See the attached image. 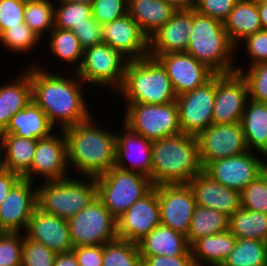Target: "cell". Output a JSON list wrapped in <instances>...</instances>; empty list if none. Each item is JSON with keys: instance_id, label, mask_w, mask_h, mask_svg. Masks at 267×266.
<instances>
[{"instance_id": "cell-1", "label": "cell", "mask_w": 267, "mask_h": 266, "mask_svg": "<svg viewBox=\"0 0 267 266\" xmlns=\"http://www.w3.org/2000/svg\"><path fill=\"white\" fill-rule=\"evenodd\" d=\"M37 64L27 65L25 70L30 74L32 101L47 115L50 124L61 131L88 120L92 113L82 91L84 82L76 72L70 77Z\"/></svg>"}, {"instance_id": "cell-2", "label": "cell", "mask_w": 267, "mask_h": 266, "mask_svg": "<svg viewBox=\"0 0 267 266\" xmlns=\"http://www.w3.org/2000/svg\"><path fill=\"white\" fill-rule=\"evenodd\" d=\"M94 115L63 130L69 169L97 177L115 167L116 131L102 128ZM71 165V166H70Z\"/></svg>"}, {"instance_id": "cell-3", "label": "cell", "mask_w": 267, "mask_h": 266, "mask_svg": "<svg viewBox=\"0 0 267 266\" xmlns=\"http://www.w3.org/2000/svg\"><path fill=\"white\" fill-rule=\"evenodd\" d=\"M203 170L196 136L180 133L152 142V184H188Z\"/></svg>"}, {"instance_id": "cell-4", "label": "cell", "mask_w": 267, "mask_h": 266, "mask_svg": "<svg viewBox=\"0 0 267 266\" xmlns=\"http://www.w3.org/2000/svg\"><path fill=\"white\" fill-rule=\"evenodd\" d=\"M235 52L236 47L230 42L224 24L193 9V26L186 53L215 74H230L236 72Z\"/></svg>"}, {"instance_id": "cell-5", "label": "cell", "mask_w": 267, "mask_h": 266, "mask_svg": "<svg viewBox=\"0 0 267 266\" xmlns=\"http://www.w3.org/2000/svg\"><path fill=\"white\" fill-rule=\"evenodd\" d=\"M117 94L126 104H165L177 99L165 68L149 55L128 60L124 82Z\"/></svg>"}, {"instance_id": "cell-6", "label": "cell", "mask_w": 267, "mask_h": 266, "mask_svg": "<svg viewBox=\"0 0 267 266\" xmlns=\"http://www.w3.org/2000/svg\"><path fill=\"white\" fill-rule=\"evenodd\" d=\"M85 179V180H84ZM97 196L94 177H66L62 180L43 181L37 185V208L68 220Z\"/></svg>"}, {"instance_id": "cell-7", "label": "cell", "mask_w": 267, "mask_h": 266, "mask_svg": "<svg viewBox=\"0 0 267 266\" xmlns=\"http://www.w3.org/2000/svg\"><path fill=\"white\" fill-rule=\"evenodd\" d=\"M95 181L97 197L116 220L153 188L150 178L116 167L95 177Z\"/></svg>"}, {"instance_id": "cell-8", "label": "cell", "mask_w": 267, "mask_h": 266, "mask_svg": "<svg viewBox=\"0 0 267 266\" xmlns=\"http://www.w3.org/2000/svg\"><path fill=\"white\" fill-rule=\"evenodd\" d=\"M125 107L123 123L151 141L182 133L176 101L165 104H125Z\"/></svg>"}, {"instance_id": "cell-9", "label": "cell", "mask_w": 267, "mask_h": 266, "mask_svg": "<svg viewBox=\"0 0 267 266\" xmlns=\"http://www.w3.org/2000/svg\"><path fill=\"white\" fill-rule=\"evenodd\" d=\"M128 62L121 53L108 44L101 43L84 49L83 59L76 71L84 85L110 87L111 91L120 90L125 77Z\"/></svg>"}, {"instance_id": "cell-10", "label": "cell", "mask_w": 267, "mask_h": 266, "mask_svg": "<svg viewBox=\"0 0 267 266\" xmlns=\"http://www.w3.org/2000/svg\"><path fill=\"white\" fill-rule=\"evenodd\" d=\"M67 222L73 247L104 245L118 238L117 220L97 196Z\"/></svg>"}, {"instance_id": "cell-11", "label": "cell", "mask_w": 267, "mask_h": 266, "mask_svg": "<svg viewBox=\"0 0 267 266\" xmlns=\"http://www.w3.org/2000/svg\"><path fill=\"white\" fill-rule=\"evenodd\" d=\"M215 93L216 74L204 85L177 96L182 133L197 136L213 124Z\"/></svg>"}, {"instance_id": "cell-12", "label": "cell", "mask_w": 267, "mask_h": 266, "mask_svg": "<svg viewBox=\"0 0 267 266\" xmlns=\"http://www.w3.org/2000/svg\"><path fill=\"white\" fill-rule=\"evenodd\" d=\"M202 167L208 163L248 151L241 122L211 124L196 136Z\"/></svg>"}, {"instance_id": "cell-13", "label": "cell", "mask_w": 267, "mask_h": 266, "mask_svg": "<svg viewBox=\"0 0 267 266\" xmlns=\"http://www.w3.org/2000/svg\"><path fill=\"white\" fill-rule=\"evenodd\" d=\"M261 155L248 150L237 156L214 160L203 171L223 186L241 192L267 168L266 159L259 158Z\"/></svg>"}, {"instance_id": "cell-14", "label": "cell", "mask_w": 267, "mask_h": 266, "mask_svg": "<svg viewBox=\"0 0 267 266\" xmlns=\"http://www.w3.org/2000/svg\"><path fill=\"white\" fill-rule=\"evenodd\" d=\"M60 134V135H59ZM59 134L37 139L35 153L30 170L22 177L35 182L38 176L42 181L62 180L69 177L67 143L63 130Z\"/></svg>"}, {"instance_id": "cell-15", "label": "cell", "mask_w": 267, "mask_h": 266, "mask_svg": "<svg viewBox=\"0 0 267 266\" xmlns=\"http://www.w3.org/2000/svg\"><path fill=\"white\" fill-rule=\"evenodd\" d=\"M161 225L187 235L196 208V200L188 184L156 186Z\"/></svg>"}, {"instance_id": "cell-16", "label": "cell", "mask_w": 267, "mask_h": 266, "mask_svg": "<svg viewBox=\"0 0 267 266\" xmlns=\"http://www.w3.org/2000/svg\"><path fill=\"white\" fill-rule=\"evenodd\" d=\"M248 99V85L240 73L216 74L213 124L241 122Z\"/></svg>"}, {"instance_id": "cell-17", "label": "cell", "mask_w": 267, "mask_h": 266, "mask_svg": "<svg viewBox=\"0 0 267 266\" xmlns=\"http://www.w3.org/2000/svg\"><path fill=\"white\" fill-rule=\"evenodd\" d=\"M161 224L156 186L117 219L118 238L137 244Z\"/></svg>"}, {"instance_id": "cell-18", "label": "cell", "mask_w": 267, "mask_h": 266, "mask_svg": "<svg viewBox=\"0 0 267 266\" xmlns=\"http://www.w3.org/2000/svg\"><path fill=\"white\" fill-rule=\"evenodd\" d=\"M37 184L21 178L14 185L0 206V232H26L37 208Z\"/></svg>"}, {"instance_id": "cell-19", "label": "cell", "mask_w": 267, "mask_h": 266, "mask_svg": "<svg viewBox=\"0 0 267 266\" xmlns=\"http://www.w3.org/2000/svg\"><path fill=\"white\" fill-rule=\"evenodd\" d=\"M156 59L165 68L177 96L204 85L215 75L186 52L161 54Z\"/></svg>"}, {"instance_id": "cell-20", "label": "cell", "mask_w": 267, "mask_h": 266, "mask_svg": "<svg viewBox=\"0 0 267 266\" xmlns=\"http://www.w3.org/2000/svg\"><path fill=\"white\" fill-rule=\"evenodd\" d=\"M122 126L124 130L116 132L115 167L144 175L152 182L153 141L133 132L124 123Z\"/></svg>"}, {"instance_id": "cell-21", "label": "cell", "mask_w": 267, "mask_h": 266, "mask_svg": "<svg viewBox=\"0 0 267 266\" xmlns=\"http://www.w3.org/2000/svg\"><path fill=\"white\" fill-rule=\"evenodd\" d=\"M103 43L121 53L128 60L148 56V38L128 13L102 25Z\"/></svg>"}, {"instance_id": "cell-22", "label": "cell", "mask_w": 267, "mask_h": 266, "mask_svg": "<svg viewBox=\"0 0 267 266\" xmlns=\"http://www.w3.org/2000/svg\"><path fill=\"white\" fill-rule=\"evenodd\" d=\"M193 26V9L177 10L172 18L148 39V55L186 52Z\"/></svg>"}, {"instance_id": "cell-23", "label": "cell", "mask_w": 267, "mask_h": 266, "mask_svg": "<svg viewBox=\"0 0 267 266\" xmlns=\"http://www.w3.org/2000/svg\"><path fill=\"white\" fill-rule=\"evenodd\" d=\"M188 185L193 191L196 205L215 209L227 217L241 208V192L223 186L203 170Z\"/></svg>"}, {"instance_id": "cell-24", "label": "cell", "mask_w": 267, "mask_h": 266, "mask_svg": "<svg viewBox=\"0 0 267 266\" xmlns=\"http://www.w3.org/2000/svg\"><path fill=\"white\" fill-rule=\"evenodd\" d=\"M25 235L57 254L70 252L74 248L67 220L42 212L38 208L35 209L29 220Z\"/></svg>"}, {"instance_id": "cell-25", "label": "cell", "mask_w": 267, "mask_h": 266, "mask_svg": "<svg viewBox=\"0 0 267 266\" xmlns=\"http://www.w3.org/2000/svg\"><path fill=\"white\" fill-rule=\"evenodd\" d=\"M137 245L140 256L192 255L186 236L161 224L156 226Z\"/></svg>"}, {"instance_id": "cell-26", "label": "cell", "mask_w": 267, "mask_h": 266, "mask_svg": "<svg viewBox=\"0 0 267 266\" xmlns=\"http://www.w3.org/2000/svg\"><path fill=\"white\" fill-rule=\"evenodd\" d=\"M10 81L0 85V134L9 126L11 117L32 101L30 74L24 68L19 77Z\"/></svg>"}, {"instance_id": "cell-27", "label": "cell", "mask_w": 267, "mask_h": 266, "mask_svg": "<svg viewBox=\"0 0 267 266\" xmlns=\"http://www.w3.org/2000/svg\"><path fill=\"white\" fill-rule=\"evenodd\" d=\"M37 139L0 134V163L5 170L23 177L31 168Z\"/></svg>"}, {"instance_id": "cell-28", "label": "cell", "mask_w": 267, "mask_h": 266, "mask_svg": "<svg viewBox=\"0 0 267 266\" xmlns=\"http://www.w3.org/2000/svg\"><path fill=\"white\" fill-rule=\"evenodd\" d=\"M237 238L229 230L197 239L190 245L195 266H222Z\"/></svg>"}, {"instance_id": "cell-29", "label": "cell", "mask_w": 267, "mask_h": 266, "mask_svg": "<svg viewBox=\"0 0 267 266\" xmlns=\"http://www.w3.org/2000/svg\"><path fill=\"white\" fill-rule=\"evenodd\" d=\"M223 24L230 42L238 51L240 42L262 30L258 3L253 0H238Z\"/></svg>"}, {"instance_id": "cell-30", "label": "cell", "mask_w": 267, "mask_h": 266, "mask_svg": "<svg viewBox=\"0 0 267 266\" xmlns=\"http://www.w3.org/2000/svg\"><path fill=\"white\" fill-rule=\"evenodd\" d=\"M176 11L163 0H128L127 4L128 15L138 23L148 39L164 26Z\"/></svg>"}, {"instance_id": "cell-31", "label": "cell", "mask_w": 267, "mask_h": 266, "mask_svg": "<svg viewBox=\"0 0 267 266\" xmlns=\"http://www.w3.org/2000/svg\"><path fill=\"white\" fill-rule=\"evenodd\" d=\"M241 125L249 151H257L267 161V103L248 99Z\"/></svg>"}, {"instance_id": "cell-32", "label": "cell", "mask_w": 267, "mask_h": 266, "mask_svg": "<svg viewBox=\"0 0 267 266\" xmlns=\"http://www.w3.org/2000/svg\"><path fill=\"white\" fill-rule=\"evenodd\" d=\"M54 130L47 115L31 101L24 109L11 117L9 126L2 133L27 139H43L50 136Z\"/></svg>"}, {"instance_id": "cell-33", "label": "cell", "mask_w": 267, "mask_h": 266, "mask_svg": "<svg viewBox=\"0 0 267 266\" xmlns=\"http://www.w3.org/2000/svg\"><path fill=\"white\" fill-rule=\"evenodd\" d=\"M228 230L237 239L267 242V214L241 207L229 217Z\"/></svg>"}, {"instance_id": "cell-34", "label": "cell", "mask_w": 267, "mask_h": 266, "mask_svg": "<svg viewBox=\"0 0 267 266\" xmlns=\"http://www.w3.org/2000/svg\"><path fill=\"white\" fill-rule=\"evenodd\" d=\"M229 217L209 207L196 205L186 238L189 245L201 237L228 230Z\"/></svg>"}, {"instance_id": "cell-35", "label": "cell", "mask_w": 267, "mask_h": 266, "mask_svg": "<svg viewBox=\"0 0 267 266\" xmlns=\"http://www.w3.org/2000/svg\"><path fill=\"white\" fill-rule=\"evenodd\" d=\"M48 35L45 37L49 38V50L53 57L75 66L72 71L76 72L82 63L84 49L73 31L54 27Z\"/></svg>"}, {"instance_id": "cell-36", "label": "cell", "mask_w": 267, "mask_h": 266, "mask_svg": "<svg viewBox=\"0 0 267 266\" xmlns=\"http://www.w3.org/2000/svg\"><path fill=\"white\" fill-rule=\"evenodd\" d=\"M222 266H267V242L237 239L233 251Z\"/></svg>"}, {"instance_id": "cell-37", "label": "cell", "mask_w": 267, "mask_h": 266, "mask_svg": "<svg viewBox=\"0 0 267 266\" xmlns=\"http://www.w3.org/2000/svg\"><path fill=\"white\" fill-rule=\"evenodd\" d=\"M53 0H26L24 22L42 39L54 28Z\"/></svg>"}, {"instance_id": "cell-38", "label": "cell", "mask_w": 267, "mask_h": 266, "mask_svg": "<svg viewBox=\"0 0 267 266\" xmlns=\"http://www.w3.org/2000/svg\"><path fill=\"white\" fill-rule=\"evenodd\" d=\"M54 5V27L63 30H72L75 26L88 23L92 16L91 5L87 3H74L56 0Z\"/></svg>"}, {"instance_id": "cell-39", "label": "cell", "mask_w": 267, "mask_h": 266, "mask_svg": "<svg viewBox=\"0 0 267 266\" xmlns=\"http://www.w3.org/2000/svg\"><path fill=\"white\" fill-rule=\"evenodd\" d=\"M140 257L137 244L117 238L103 245L102 266H136Z\"/></svg>"}, {"instance_id": "cell-40", "label": "cell", "mask_w": 267, "mask_h": 266, "mask_svg": "<svg viewBox=\"0 0 267 266\" xmlns=\"http://www.w3.org/2000/svg\"><path fill=\"white\" fill-rule=\"evenodd\" d=\"M43 40L25 22L9 27L0 35V44L9 52L28 53ZM39 43V44H38Z\"/></svg>"}, {"instance_id": "cell-41", "label": "cell", "mask_w": 267, "mask_h": 266, "mask_svg": "<svg viewBox=\"0 0 267 266\" xmlns=\"http://www.w3.org/2000/svg\"><path fill=\"white\" fill-rule=\"evenodd\" d=\"M235 69L246 80L249 99L267 103V62L248 66L246 71L237 65Z\"/></svg>"}, {"instance_id": "cell-42", "label": "cell", "mask_w": 267, "mask_h": 266, "mask_svg": "<svg viewBox=\"0 0 267 266\" xmlns=\"http://www.w3.org/2000/svg\"><path fill=\"white\" fill-rule=\"evenodd\" d=\"M241 207L267 214V168L241 191Z\"/></svg>"}, {"instance_id": "cell-43", "label": "cell", "mask_w": 267, "mask_h": 266, "mask_svg": "<svg viewBox=\"0 0 267 266\" xmlns=\"http://www.w3.org/2000/svg\"><path fill=\"white\" fill-rule=\"evenodd\" d=\"M57 253L23 233L21 266H53Z\"/></svg>"}, {"instance_id": "cell-44", "label": "cell", "mask_w": 267, "mask_h": 266, "mask_svg": "<svg viewBox=\"0 0 267 266\" xmlns=\"http://www.w3.org/2000/svg\"><path fill=\"white\" fill-rule=\"evenodd\" d=\"M23 234L0 232V266H21Z\"/></svg>"}, {"instance_id": "cell-45", "label": "cell", "mask_w": 267, "mask_h": 266, "mask_svg": "<svg viewBox=\"0 0 267 266\" xmlns=\"http://www.w3.org/2000/svg\"><path fill=\"white\" fill-rule=\"evenodd\" d=\"M128 0H94L91 3L92 16L101 25L126 15Z\"/></svg>"}, {"instance_id": "cell-46", "label": "cell", "mask_w": 267, "mask_h": 266, "mask_svg": "<svg viewBox=\"0 0 267 266\" xmlns=\"http://www.w3.org/2000/svg\"><path fill=\"white\" fill-rule=\"evenodd\" d=\"M26 0H0V35L24 22Z\"/></svg>"}, {"instance_id": "cell-47", "label": "cell", "mask_w": 267, "mask_h": 266, "mask_svg": "<svg viewBox=\"0 0 267 266\" xmlns=\"http://www.w3.org/2000/svg\"><path fill=\"white\" fill-rule=\"evenodd\" d=\"M238 0H194L193 9L204 16L224 22Z\"/></svg>"}, {"instance_id": "cell-48", "label": "cell", "mask_w": 267, "mask_h": 266, "mask_svg": "<svg viewBox=\"0 0 267 266\" xmlns=\"http://www.w3.org/2000/svg\"><path fill=\"white\" fill-rule=\"evenodd\" d=\"M250 62L248 66L267 62V30H260L243 40Z\"/></svg>"}, {"instance_id": "cell-49", "label": "cell", "mask_w": 267, "mask_h": 266, "mask_svg": "<svg viewBox=\"0 0 267 266\" xmlns=\"http://www.w3.org/2000/svg\"><path fill=\"white\" fill-rule=\"evenodd\" d=\"M83 49L103 43L102 25L91 16L88 23L75 26L72 29Z\"/></svg>"}, {"instance_id": "cell-50", "label": "cell", "mask_w": 267, "mask_h": 266, "mask_svg": "<svg viewBox=\"0 0 267 266\" xmlns=\"http://www.w3.org/2000/svg\"><path fill=\"white\" fill-rule=\"evenodd\" d=\"M79 266H102L103 245H87L74 247Z\"/></svg>"}, {"instance_id": "cell-51", "label": "cell", "mask_w": 267, "mask_h": 266, "mask_svg": "<svg viewBox=\"0 0 267 266\" xmlns=\"http://www.w3.org/2000/svg\"><path fill=\"white\" fill-rule=\"evenodd\" d=\"M150 266H194L192 255L180 256H141Z\"/></svg>"}, {"instance_id": "cell-52", "label": "cell", "mask_w": 267, "mask_h": 266, "mask_svg": "<svg viewBox=\"0 0 267 266\" xmlns=\"http://www.w3.org/2000/svg\"><path fill=\"white\" fill-rule=\"evenodd\" d=\"M21 178L22 177L19 174L5 169L0 173V206L11 189Z\"/></svg>"}, {"instance_id": "cell-53", "label": "cell", "mask_w": 267, "mask_h": 266, "mask_svg": "<svg viewBox=\"0 0 267 266\" xmlns=\"http://www.w3.org/2000/svg\"><path fill=\"white\" fill-rule=\"evenodd\" d=\"M53 266H79L73 251L56 255Z\"/></svg>"}, {"instance_id": "cell-54", "label": "cell", "mask_w": 267, "mask_h": 266, "mask_svg": "<svg viewBox=\"0 0 267 266\" xmlns=\"http://www.w3.org/2000/svg\"><path fill=\"white\" fill-rule=\"evenodd\" d=\"M175 10H190L194 7V0H163Z\"/></svg>"}, {"instance_id": "cell-55", "label": "cell", "mask_w": 267, "mask_h": 266, "mask_svg": "<svg viewBox=\"0 0 267 266\" xmlns=\"http://www.w3.org/2000/svg\"><path fill=\"white\" fill-rule=\"evenodd\" d=\"M262 30H267V2L258 3Z\"/></svg>"}, {"instance_id": "cell-56", "label": "cell", "mask_w": 267, "mask_h": 266, "mask_svg": "<svg viewBox=\"0 0 267 266\" xmlns=\"http://www.w3.org/2000/svg\"><path fill=\"white\" fill-rule=\"evenodd\" d=\"M136 266H150V264L144 258L140 257Z\"/></svg>"}, {"instance_id": "cell-57", "label": "cell", "mask_w": 267, "mask_h": 266, "mask_svg": "<svg viewBox=\"0 0 267 266\" xmlns=\"http://www.w3.org/2000/svg\"><path fill=\"white\" fill-rule=\"evenodd\" d=\"M62 1H67V2H74V3H87L90 4L94 1V0H62Z\"/></svg>"}, {"instance_id": "cell-58", "label": "cell", "mask_w": 267, "mask_h": 266, "mask_svg": "<svg viewBox=\"0 0 267 266\" xmlns=\"http://www.w3.org/2000/svg\"><path fill=\"white\" fill-rule=\"evenodd\" d=\"M256 3H262V2H267V0H253Z\"/></svg>"}, {"instance_id": "cell-59", "label": "cell", "mask_w": 267, "mask_h": 266, "mask_svg": "<svg viewBox=\"0 0 267 266\" xmlns=\"http://www.w3.org/2000/svg\"><path fill=\"white\" fill-rule=\"evenodd\" d=\"M4 170V167L0 163V173Z\"/></svg>"}]
</instances>
